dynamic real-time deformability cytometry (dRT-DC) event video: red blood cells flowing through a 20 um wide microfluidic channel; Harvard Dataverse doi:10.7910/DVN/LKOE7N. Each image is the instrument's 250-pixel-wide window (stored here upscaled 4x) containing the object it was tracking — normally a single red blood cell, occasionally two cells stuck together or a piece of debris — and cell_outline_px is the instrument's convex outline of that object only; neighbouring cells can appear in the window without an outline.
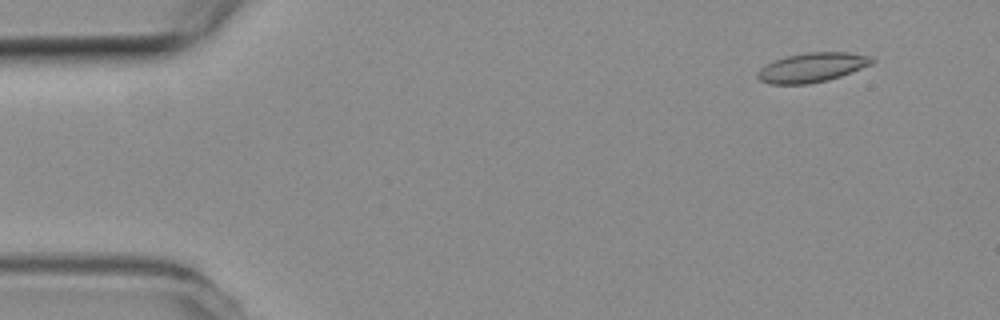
{"species": "common noctule bat (a hibernating species)", "species_latin": "Nyctalus noctula", "temperature_condition": "room temperature", "stored_images_in_passage": 9, "camera_frame_rate_fps": 3000, "um_per_image_px": 0.085, "animal": {"sex": "female", "body_mass_g": 19.3, "forearm_length_mm": 54.1}, "frame": {"image": 1, "passage_image": 2, "time_ms": 0.333, "image_size_px": [1000, 320], "cell_outline_px": [[876, 60], [872, 64], [840, 76], [828, 80], [808, 84], [768, 84], [760, 80], [756, 76], [756, 72], [764, 64], [772, 60], [788, 56], [808, 52], [848, 52], [872, 56]], "centroid_in_image_um": [69.0, 5.73], "position_along_channel_um": 16.0, "area_um2": 19.77}}